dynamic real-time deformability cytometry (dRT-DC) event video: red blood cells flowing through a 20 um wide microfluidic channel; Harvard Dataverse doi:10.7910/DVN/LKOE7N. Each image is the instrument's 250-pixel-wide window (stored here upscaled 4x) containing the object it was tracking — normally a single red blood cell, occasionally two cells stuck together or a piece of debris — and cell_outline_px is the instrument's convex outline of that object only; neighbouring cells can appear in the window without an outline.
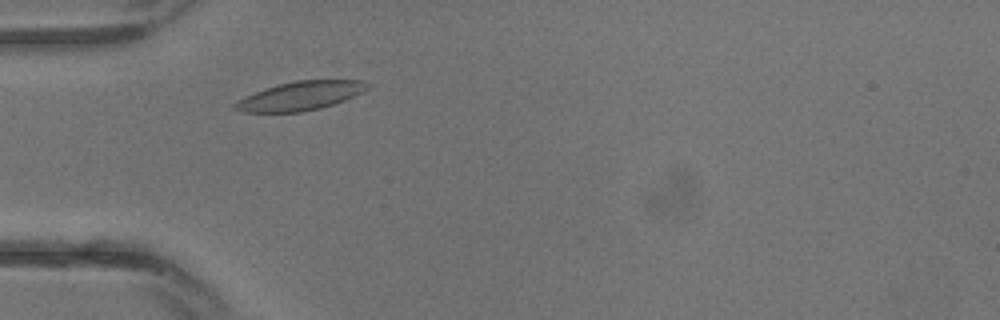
{"species": "common noctule bat (a hibernating species)", "species_latin": "Nyctalus noctula", "temperature_condition": "warm", "stored_images_in_passage": 6, "camera_frame_rate_fps": 3000, "um_per_image_px": 0.085, "animal": {"sex": "male", "body_mass_g": 13.3}, "frame": {"image": 1, "passage_image": 4, "time_ms": 1.0, "image_size_px": [1000, 320], "cell_outline_px": [[372, 84], [368, 88], [344, 100], [320, 108], [300, 112], [244, 112], [232, 108], [232, 104], [236, 100], [264, 88], [276, 84], [296, 80], [364, 80]], "centroid_in_image_um": [25.48, 8.14], "position_along_channel_um": 59.5, "area_um2": 22.25}}
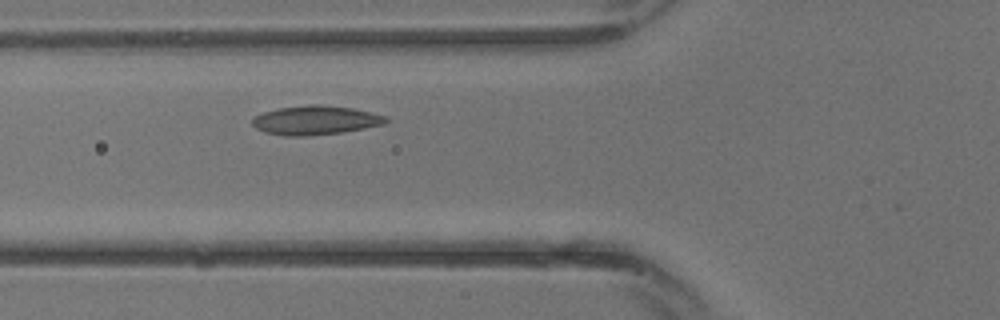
{"frame": {"image": 2, "passage_image": 6, "time_ms": 1.667, "image_size_px": [1000, 320], "cell_outline_px": [[388, 120], [384, 124], [364, 128], [340, 132], [308, 136], [284, 136], [264, 132], [256, 128], [252, 124], [252, 120], [256, 116], [264, 112], [280, 108], [312, 104], [320, 104], [352, 108], [372, 112], [384, 116]], "centroid_in_image_um": [26.8, 10.22], "position_along_channel_um": 99.0, "area_um2": 22.43}}